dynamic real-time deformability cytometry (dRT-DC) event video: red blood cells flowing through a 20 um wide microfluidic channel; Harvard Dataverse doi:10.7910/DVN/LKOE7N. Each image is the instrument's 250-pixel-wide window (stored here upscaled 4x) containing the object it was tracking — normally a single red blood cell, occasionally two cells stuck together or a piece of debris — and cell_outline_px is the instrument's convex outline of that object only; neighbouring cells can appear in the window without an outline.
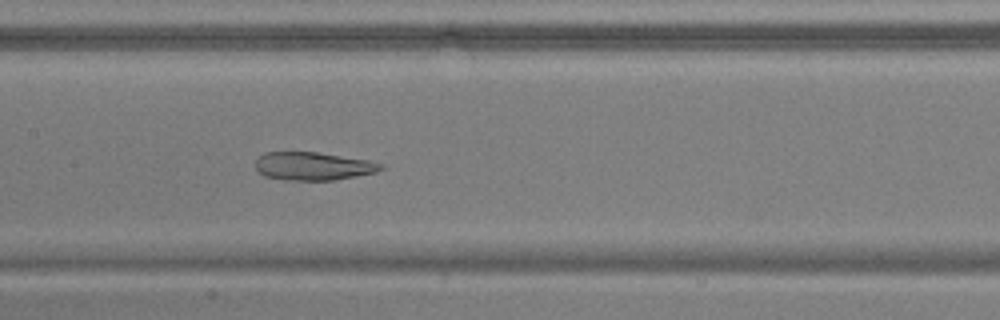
{"species": "common noctule bat (a hibernating species)", "species_latin": "Nyctalus noctula", "temperature_condition": "warm", "stored_images_in_passage": 40, "camera_frame_rate_fps": 3000, "um_per_image_px": 0.085, "animal": {"sex": "male", "body_mass_g": 17.9, "forearm_length_mm": 54.2}, "frame": {"image": 1, "passage_image": 13, "time_ms": 4.0, "image_size_px": [1000, 320], "cell_outline_px": [[384, 168], [376, 172], [356, 176], [332, 180], [292, 180], [264, 176], [256, 168], [256, 160], [264, 152], [316, 152], [368, 160], [384, 164]], "centroid_in_image_um": [26.63, 14.12], "position_along_channel_um": 180.8, "area_um2": 20.35}}
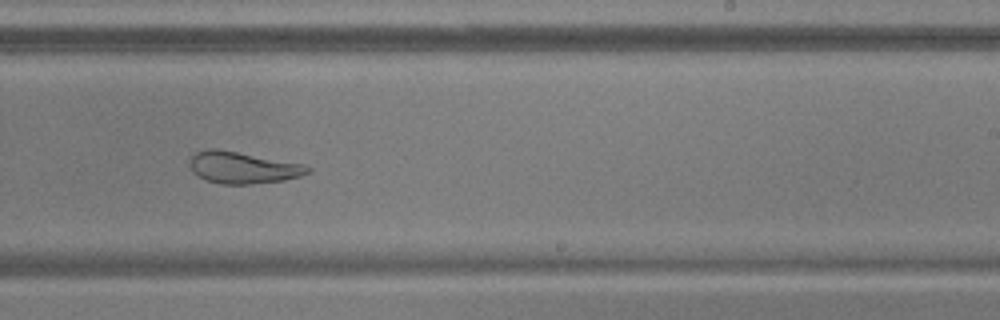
{"frame": {"image": 2, "passage_image": 20, "time_ms": 6.333, "image_size_px": [1000, 320], "cell_outline_px": [[312, 172], [300, 176], [284, 180], [252, 184], [220, 184], [204, 180], [192, 172], [188, 160], [196, 152], [208, 148], [216, 148], [304, 164], [312, 168]], "centroid_in_image_um": [20.62, 14.25], "position_along_channel_um": 268.4, "area_um2": 22.02}}
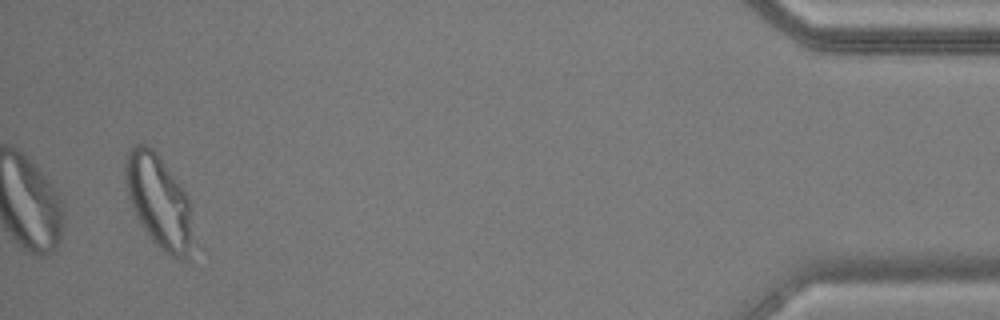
{"frame": {"image": 3, "passage_image": 38, "time_ms": 12.333, "image_size_px": [1000, 320], "cell_outline_px": [[188, 260], [172, 256], [160, 248], [152, 240], [140, 224], [132, 208], [128, 196], [124, 168], [124, 164], [128, 152], [132, 144], [148, 144], [156, 152], [180, 184], [188, 200]], "centroid_in_image_um": [13.39, 17.01], "position_along_channel_um": 421.8, "area_um2": 35.2}, "authors_computed_cell_mechanics": {"area_um2": 24.6517, "velocity_mm_per_s": 3.7713, "shape_relaxation_time_tau1_ms": null, "shape_relaxation_time_tau2_ms": 3.0413, "deformation_change_tau1": null, "deformation_change_tau2": 0.1042}}